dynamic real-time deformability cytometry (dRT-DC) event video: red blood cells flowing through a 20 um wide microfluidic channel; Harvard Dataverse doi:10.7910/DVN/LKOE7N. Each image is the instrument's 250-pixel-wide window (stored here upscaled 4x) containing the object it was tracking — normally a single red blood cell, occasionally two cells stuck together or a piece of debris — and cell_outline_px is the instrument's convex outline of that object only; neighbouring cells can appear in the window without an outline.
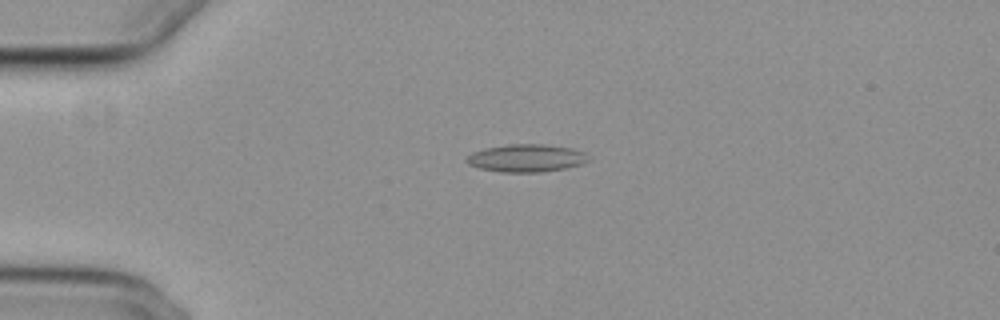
{"species": "common noctule bat (a hibernating species)", "species_latin": "Nyctalus noctula", "temperature_condition": "cold", "stored_images_in_passage": 45, "camera_frame_rate_fps": 3000, "um_per_image_px": 0.085, "animal": {"sex": "female", "body_mass_g": 29.2, "forearm_length_mm": 56.3}, "frame": {"image": 1, "passage_image": 3, "time_ms": 0.667, "image_size_px": [1000, 320], "cell_outline_px": [[588, 160], [580, 164], [564, 168], [540, 172], [504, 172], [480, 168], [468, 164], [464, 160], [472, 152], [484, 148], [512, 144], [544, 144], [572, 148], [584, 152]], "centroid_in_image_um": [44.7, 13.43], "position_along_channel_um": 40.3, "area_um2": 19.42}}
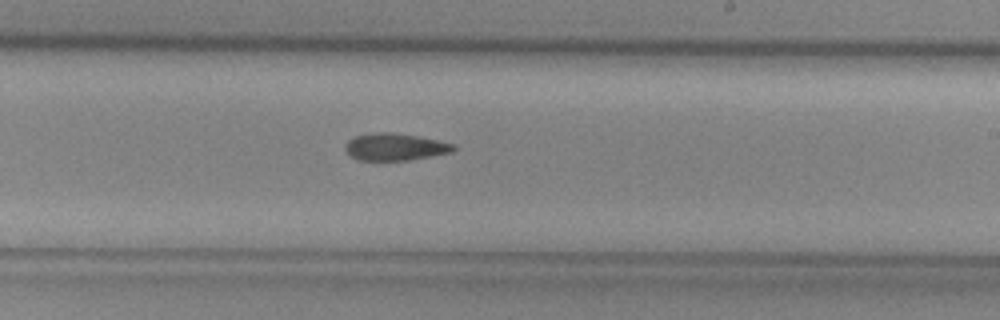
{"frame": {"image": 2, "passage_image": 23, "time_ms": 7.333, "image_size_px": [1000, 320], "cell_outline_px": [[456, 148], [452, 152], [408, 160], [356, 160], [344, 148], [348, 140], [356, 136], [376, 132], [392, 132], [416, 136], [456, 144]], "centroid_in_image_um": [33.58, 12.48], "position_along_channel_um": 255.4, "area_um2": 16.94}}
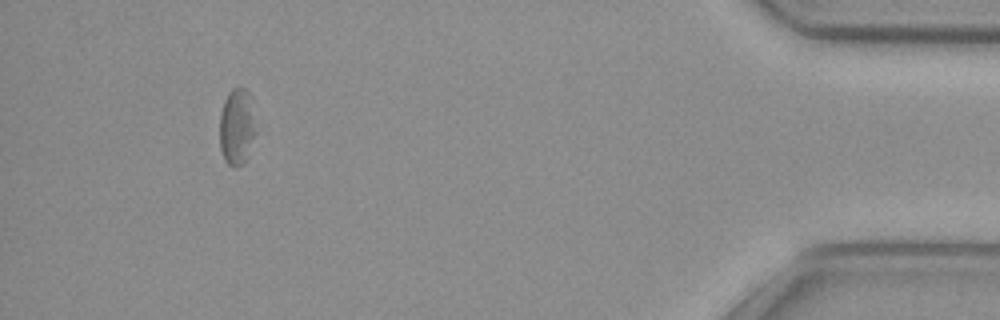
{"frame": {"image": 3, "passage_image": 41, "time_ms": 13.333, "image_size_px": [1000, 320], "cell_outline_px": [[256, 132], [244, 164], [236, 168], [232, 168], [224, 160], [220, 148], [220, 116], [224, 100], [228, 92], [232, 88], [244, 88], [248, 92]], "centroid_in_image_um": [20.11, 10.83], "position_along_channel_um": 415.1, "area_um2": 16.01}, "authors_computed_cell_mechanics": {"area_um2": 17.7446, "velocity_mm_per_s": 3.7274, "shape_relaxation_time_tau1_ms": null, "shape_relaxation_time_tau2_ms": 10.9653, "deformation_change_tau1": null, "deformation_change_tau2": 0.1894}}